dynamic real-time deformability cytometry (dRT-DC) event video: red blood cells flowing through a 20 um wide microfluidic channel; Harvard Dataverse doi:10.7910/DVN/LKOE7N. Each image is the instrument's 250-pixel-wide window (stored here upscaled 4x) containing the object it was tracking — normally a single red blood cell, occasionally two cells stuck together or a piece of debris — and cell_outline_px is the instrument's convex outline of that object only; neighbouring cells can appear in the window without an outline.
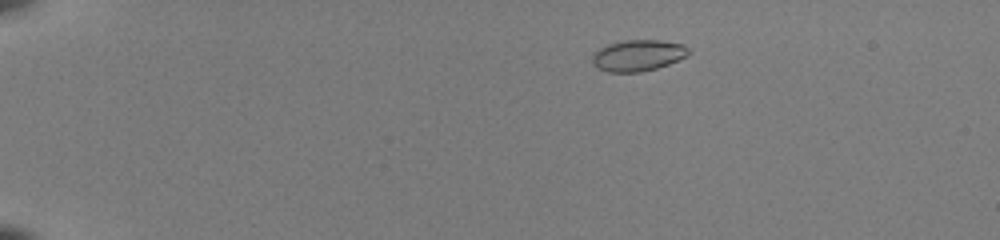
{"species": "common noctule bat (a hibernating species)", "species_latin": "Nyctalus noctula", "temperature_condition": "room temperature", "stored_images_in_passage": 50, "camera_frame_rate_fps": 3000, "um_per_image_px": 0.085, "animal": {"sex": "female", "body_mass_g": 22.0, "forearm_length_mm": 56.7}, "frame": {"image": 1, "passage_image": 9, "time_ms": 2.667, "image_size_px": [1000, 240], "cell_outline_px": [[692, 52], [688, 56], [668, 64], [656, 68], [640, 72], [608, 72], [596, 68], [592, 64], [592, 56], [600, 48], [608, 44], [624, 40], [660, 40], [684, 44]], "centroid_in_image_um": [54.24, 4.71], "position_along_channel_um": 30.8, "area_um2": 17.69}}
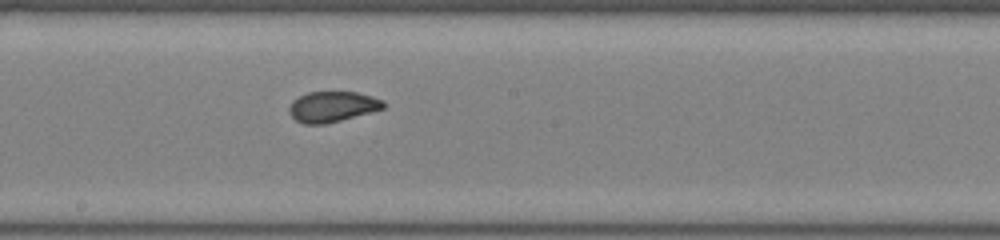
{"frame": {"image": 2, "passage_image": 30, "time_ms": 9.667, "image_size_px": [1000, 240], "cell_outline_px": [[384, 108], [340, 120], [324, 124], [304, 124], [296, 120], [288, 112], [288, 108], [292, 100], [308, 92], [356, 92], [372, 96], [384, 100]], "centroid_in_image_um": [28.22, 9.06], "position_along_channel_um": 220.0, "area_um2": 16.65}}
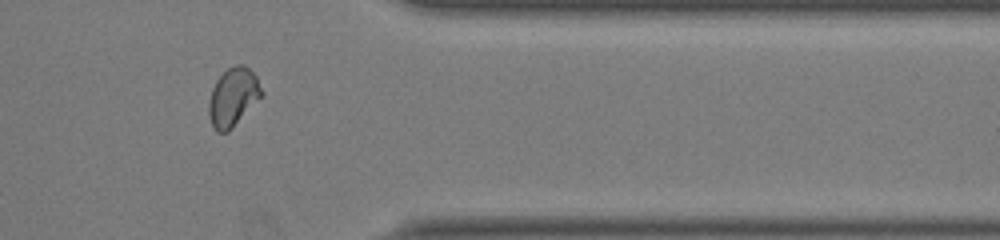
{"frame": {"image": 3, "passage_image": 43, "time_ms": 14.0, "image_size_px": [1000, 240], "cell_outline_px": [[264, 96], [228, 132], [216, 132], [212, 128], [208, 116], [208, 104], [212, 88], [216, 80], [228, 68], [236, 64], [244, 64], [256, 76], [264, 92]], "centroid_in_image_um": [19.82, 8.28], "position_along_channel_um": 391.6, "area_um2": 18.32}, "authors_computed_cell_mechanics": {"area_um2": 17.2822, "velocity_mm_per_s": 4.0954, "shape_relaxation_time_tau1_ms": 6.6678, "shape_relaxation_time_tau2_ms": null, "deformation_change_tau1": 0.1836, "deformation_change_tau2": null}}